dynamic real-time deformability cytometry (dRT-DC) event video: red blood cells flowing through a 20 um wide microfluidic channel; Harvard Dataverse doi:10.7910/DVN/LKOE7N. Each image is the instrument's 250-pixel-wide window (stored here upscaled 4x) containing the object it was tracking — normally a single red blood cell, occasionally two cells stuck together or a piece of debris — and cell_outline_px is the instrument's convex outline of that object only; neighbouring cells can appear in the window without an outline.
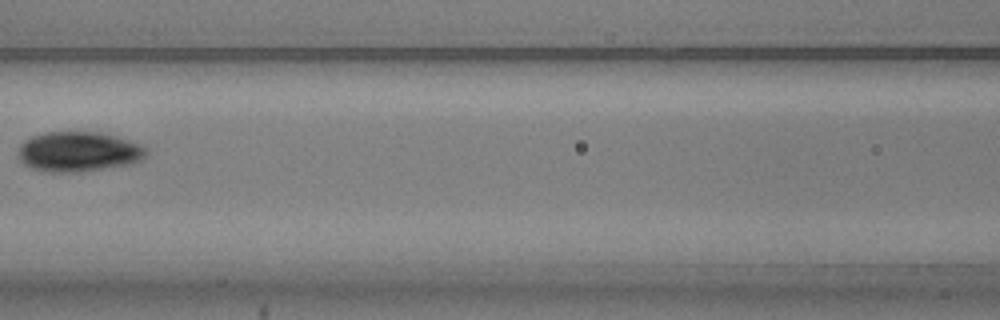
{"species": "common noctule bat (a hibernating species)", "species_latin": "Nyctalus noctula", "temperature_condition": "warm", "stored_images_in_passage": 5, "camera_frame_rate_fps": 3000, "um_per_image_px": 0.085, "animal": {"sex": "male", "body_mass_g": 20.5, "forearm_length_mm": 52.5}, "frame": {"image": 1, "passage_image": 5, "time_ms": 1.333, "image_size_px": [1000, 320], "cell_outline_px": [[148, 152], [140, 160], [132, 164], [76, 172], [48, 172], [32, 168], [24, 164], [20, 160], [20, 144], [24, 140], [32, 136], [48, 132], [100, 132], [116, 136], [144, 144]], "centroid_in_image_um": [6.71, 12.88], "position_along_channel_um": 159.9, "area_um2": 29.82}}